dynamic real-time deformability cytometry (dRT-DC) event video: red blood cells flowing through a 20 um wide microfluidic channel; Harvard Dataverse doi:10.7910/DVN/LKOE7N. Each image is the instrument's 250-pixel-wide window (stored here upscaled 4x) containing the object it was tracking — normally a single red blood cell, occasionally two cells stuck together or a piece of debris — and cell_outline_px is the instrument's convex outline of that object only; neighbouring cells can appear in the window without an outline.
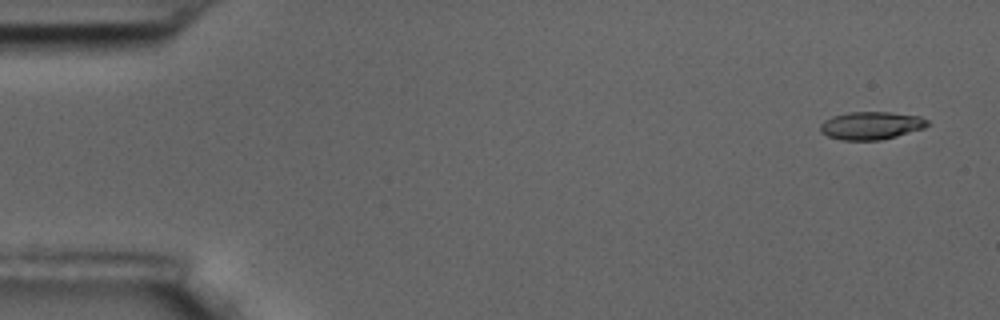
{"species": "common noctule bat (a hibernating species)", "species_latin": "Nyctalus noctula", "temperature_condition": "room temperature", "stored_images_in_passage": 11, "camera_frame_rate_fps": 3000, "um_per_image_px": 0.085, "animal": {"sex": "male", "body_mass_g": 17.5, "forearm_length_mm": 52.3}, "frame": {"image": 1, "passage_image": 1, "time_ms": 0.0, "image_size_px": [1000, 320], "cell_outline_px": [[928, 124], [924, 128], [896, 136], [880, 140], [840, 140], [828, 136], [820, 132], [820, 124], [824, 120], [832, 116], [848, 112], [892, 112], [920, 116], [928, 120]], "centroid_in_image_um": [74.02, 10.67], "position_along_channel_um": 11.0, "area_um2": 17.46}}
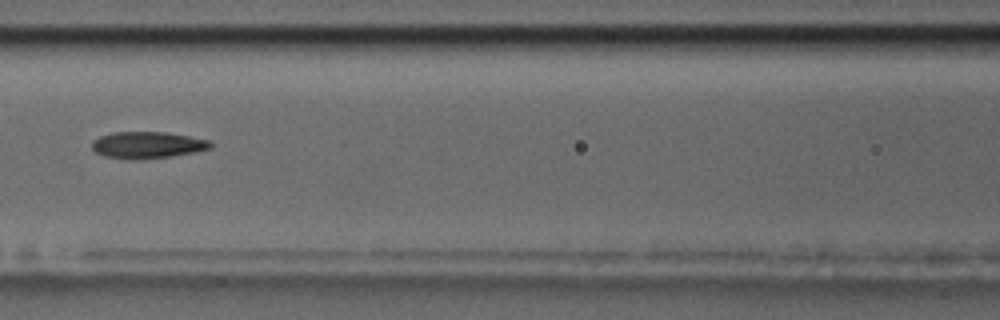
{"frame": {"image": 2, "passage_image": 7, "time_ms": 2.0, "image_size_px": [1000, 320], "cell_outline_px": [[212, 148], [196, 152], [172, 156], [104, 156], [96, 152], [92, 148], [92, 140], [100, 136], [112, 132], [164, 132], [212, 140]], "centroid_in_image_um": [12.6, 12.27], "position_along_channel_um": 154.0, "area_um2": 17.57}}
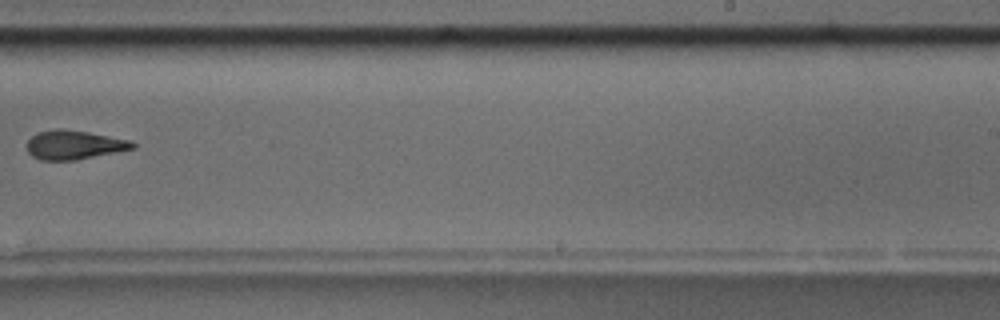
{"frame": {"image": 3, "passage_image": 10, "time_ms": 3.0, "image_size_px": [1000, 320], "cell_outline_px": [[136, 148], [76, 160], [40, 160], [32, 156], [28, 152], [28, 140], [36, 132], [56, 128], [64, 128], [88, 132], [132, 140], [136, 144]], "centroid_in_image_um": [6.31, 12.3], "position_along_channel_um": 282.7, "area_um2": 18.03}}